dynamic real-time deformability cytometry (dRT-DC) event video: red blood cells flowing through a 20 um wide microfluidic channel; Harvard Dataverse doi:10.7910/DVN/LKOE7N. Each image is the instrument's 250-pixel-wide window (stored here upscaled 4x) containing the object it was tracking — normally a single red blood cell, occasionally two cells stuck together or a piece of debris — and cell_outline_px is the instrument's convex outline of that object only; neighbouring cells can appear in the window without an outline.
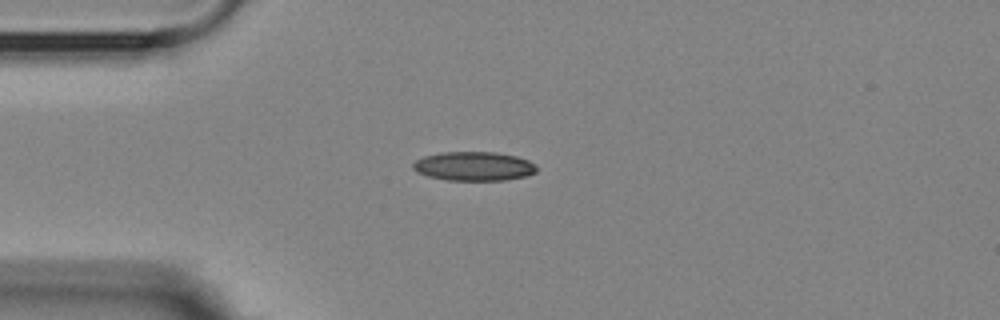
{"species": "Egyptian fruit bat (a non-hibernating species)", "species_latin": "Rousettus aegyptiacus", "temperature_condition": "room temperature", "stored_images_in_passage": 8, "camera_frame_rate_fps": 3000, "um_per_image_px": 0.085, "animal": {"sex": "female"}, "frame": {"image": 1, "passage_image": 1, "time_ms": 0.0, "image_size_px": [1000, 320], "cell_outline_px": [[536, 172], [524, 176], [504, 180], [448, 180], [428, 176], [416, 172], [412, 168], [412, 164], [416, 160], [424, 156], [440, 152], [496, 152], [516, 156], [528, 160], [536, 164]], "centroid_in_image_um": [40.26, 14.12], "position_along_channel_um": 44.7, "area_um2": 20.92}}
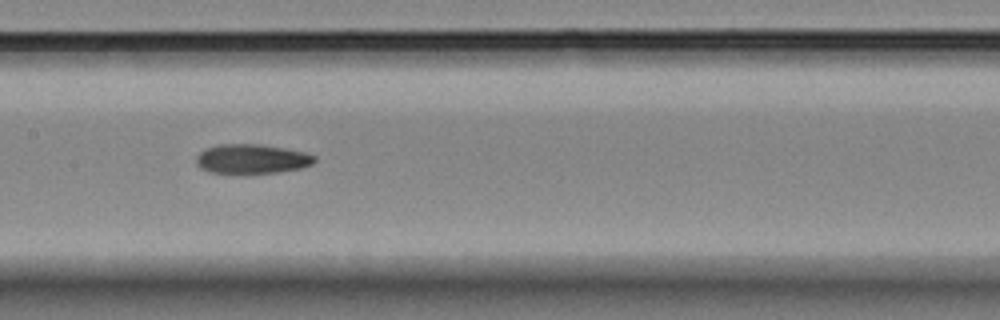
{"frame": {"image": 2, "passage_image": 5, "time_ms": 4.333, "image_size_px": [1000, 320], "cell_outline_px": [[316, 160], [312, 164], [300, 168], [276, 172], [208, 172], [200, 168], [196, 164], [196, 156], [204, 148], [220, 144], [260, 144], [308, 152], [316, 156]], "centroid_in_image_um": [21.4, 13.48], "position_along_channel_um": 186.0, "area_um2": 20.17}}
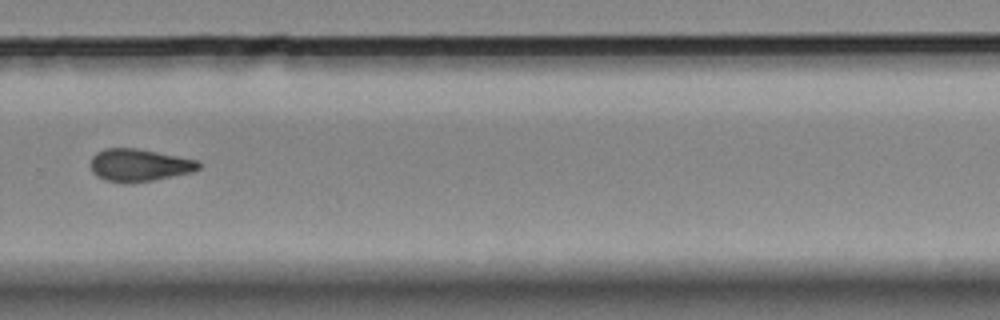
{"frame": {"image": 3, "passage_image": 8, "time_ms": 8.0, "image_size_px": [1000, 320], "cell_outline_px": [[200, 168], [192, 172], [152, 180], [104, 180], [96, 176], [92, 172], [92, 156], [96, 152], [104, 148], [136, 148], [200, 160]], "centroid_in_image_um": [11.86, 13.99], "position_along_channel_um": 317.9, "area_um2": 19.88}}